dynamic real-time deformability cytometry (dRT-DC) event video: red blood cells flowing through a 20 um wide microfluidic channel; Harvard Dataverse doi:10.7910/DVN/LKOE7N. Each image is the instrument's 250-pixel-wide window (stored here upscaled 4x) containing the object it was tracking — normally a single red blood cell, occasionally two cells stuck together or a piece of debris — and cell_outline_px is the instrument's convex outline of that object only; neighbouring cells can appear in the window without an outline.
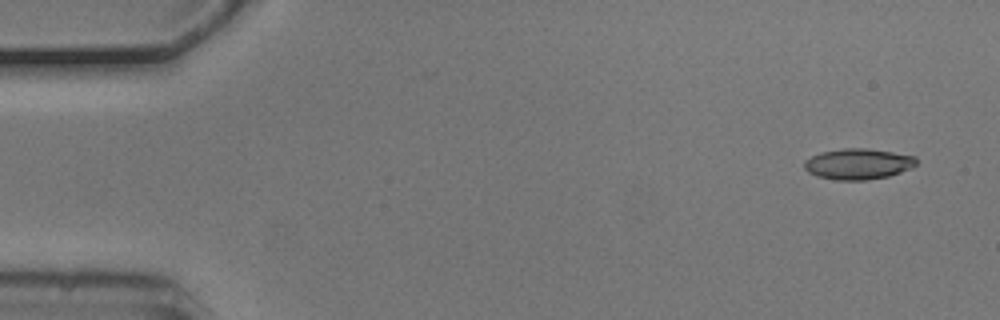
{"species": "common noctule bat (a hibernating species)", "species_latin": "Nyctalus noctula", "temperature_condition": "cold", "stored_images_in_passage": 7, "camera_frame_rate_fps": 3000, "um_per_image_px": 0.085, "animal": {"sex": "male", "body_mass_g": 20.5, "forearm_length_mm": 52.5}, "frame": {"image": 1, "passage_image": 1, "time_ms": 0.0, "image_size_px": [1000, 320], "cell_outline_px": [[916, 164], [912, 168], [888, 176], [868, 180], [836, 180], [816, 176], [808, 172], [804, 168], [804, 160], [820, 152], [840, 148], [864, 148], [892, 152], [916, 156]], "centroid_in_image_um": [72.91, 13.93], "position_along_channel_um": 12.1, "area_um2": 20.23}}
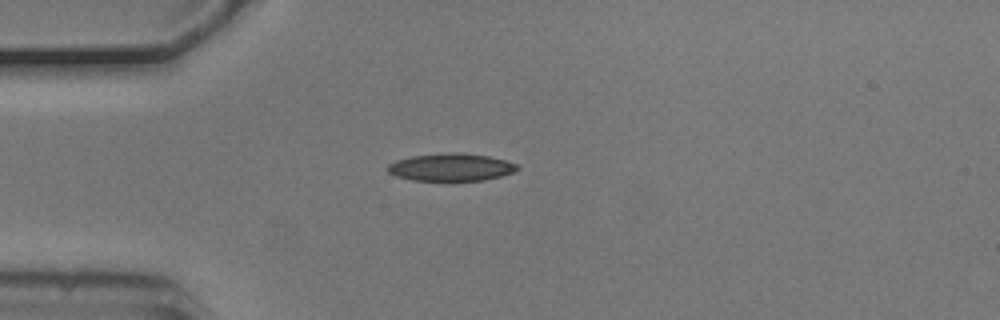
{"frame": {"image": 2, "passage_image": 4, "time_ms": 1.0, "image_size_px": [1000, 320], "cell_outline_px": [[520, 168], [512, 172], [500, 176], [484, 180], [412, 180], [396, 176], [388, 172], [388, 164], [396, 160], [412, 156], [452, 152], [460, 152], [488, 156], [504, 160], [516, 164]], "centroid_in_image_um": [38.32, 14.2], "position_along_channel_um": 46.7, "area_um2": 20.58}}
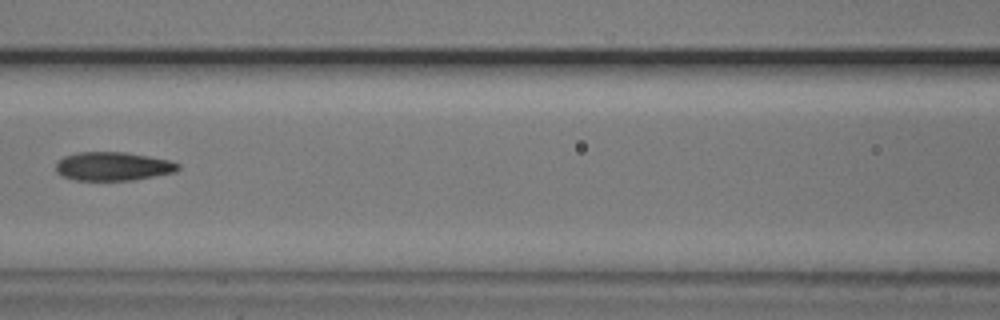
{"frame": {"image": 3, "passage_image": 7, "time_ms": 2.0, "image_size_px": [1000, 320], "cell_outline_px": [[180, 168], [176, 172], [132, 180], [72, 180], [60, 176], [56, 172], [56, 160], [64, 156], [76, 152], [124, 152], [148, 156], [168, 160], [180, 164]], "centroid_in_image_um": [9.55, 14.14], "position_along_channel_um": 157.0, "area_um2": 20.58}}